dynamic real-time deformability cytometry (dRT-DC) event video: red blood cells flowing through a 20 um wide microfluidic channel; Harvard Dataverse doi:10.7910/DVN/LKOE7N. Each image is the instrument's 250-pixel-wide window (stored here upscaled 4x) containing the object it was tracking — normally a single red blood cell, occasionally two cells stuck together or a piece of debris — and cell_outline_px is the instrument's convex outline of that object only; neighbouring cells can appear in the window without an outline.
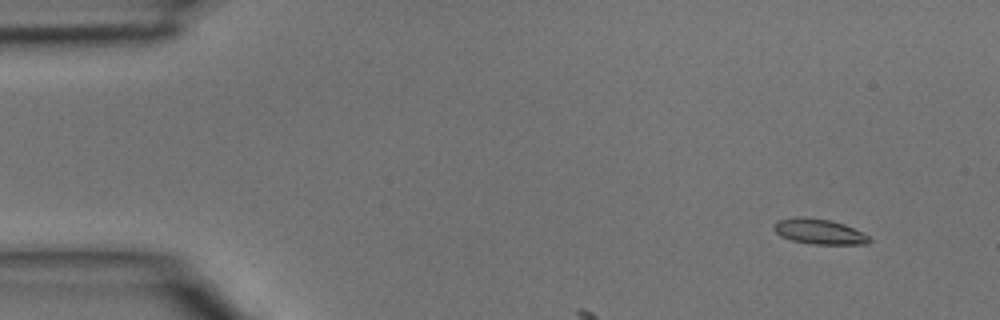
{"species": "common noctule bat (a hibernating species)", "species_latin": "Nyctalus noctula", "temperature_condition": "room temperature", "stored_images_in_passage": 3, "camera_frame_rate_fps": 3000, "um_per_image_px": 0.085, "animal": {"sex": "male", "body_mass_g": 15.6}, "frame": {"image": 1, "passage_image": 1, "time_ms": 0.0, "image_size_px": [1000, 320], "cell_outline_px": [[872, 240], [868, 244], [812, 244], [792, 240], [780, 236], [772, 228], [772, 224], [776, 220], [796, 216], [804, 216], [832, 220], [844, 224], [868, 236]], "centroid_in_image_um": [69.56, 19.66], "position_along_channel_um": 15.4, "area_um2": 14.22}}